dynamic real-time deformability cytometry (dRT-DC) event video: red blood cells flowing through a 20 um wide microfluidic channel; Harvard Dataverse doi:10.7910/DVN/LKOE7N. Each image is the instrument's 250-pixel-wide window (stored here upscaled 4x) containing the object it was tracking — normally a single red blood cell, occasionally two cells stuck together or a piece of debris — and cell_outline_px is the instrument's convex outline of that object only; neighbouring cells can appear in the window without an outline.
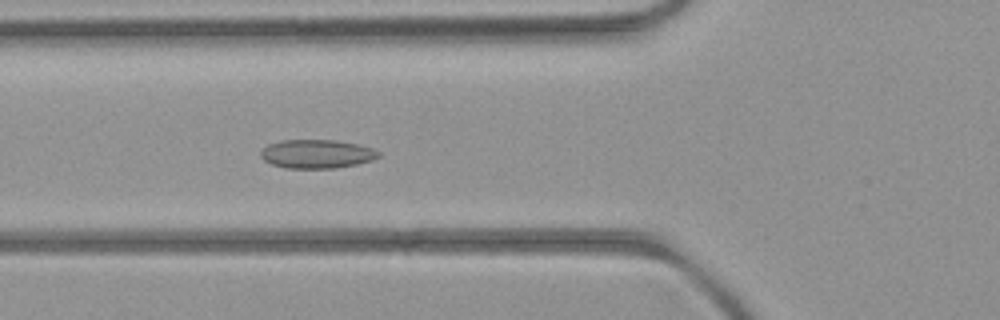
{"species": "common noctule bat (a hibernating species)", "species_latin": "Nyctalus noctula", "temperature_condition": "room temperature", "stored_images_in_passage": 52, "camera_frame_rate_fps": 3000, "um_per_image_px": 0.085, "animal": {"sex": "female", "body_mass_g": 21.9}, "frame": {"image": 1, "passage_image": 19, "time_ms": 6.0, "image_size_px": [1000, 320], "cell_outline_px": [[380, 156], [372, 160], [356, 164], [336, 168], [284, 168], [272, 164], [264, 160], [260, 156], [260, 152], [268, 144], [280, 140], [336, 140], [356, 144], [372, 148], [380, 152]], "centroid_in_image_um": [26.91, 13.08], "position_along_channel_um": 98.9, "area_um2": 19.71}}
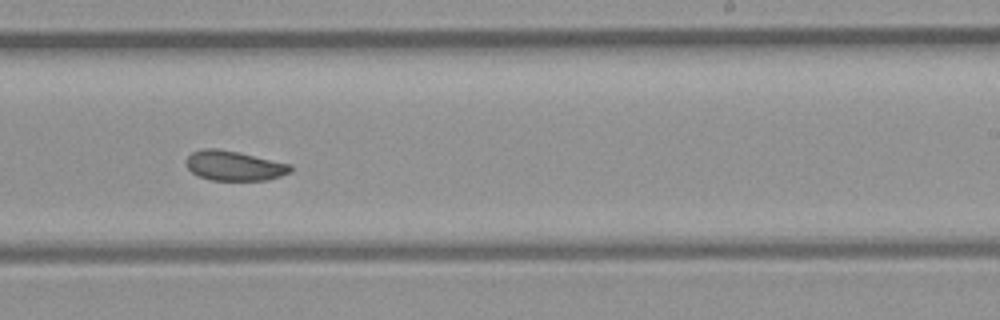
{"frame": {"image": 2, "passage_image": 32, "time_ms": 10.333, "image_size_px": [1000, 320], "cell_outline_px": [[292, 172], [268, 180], [212, 180], [200, 176], [192, 172], [184, 164], [184, 160], [192, 152], [204, 148], [216, 148], [240, 152], [292, 164]], "centroid_in_image_um": [19.91, 14.07], "position_along_channel_um": 269.1, "area_um2": 18.32}}
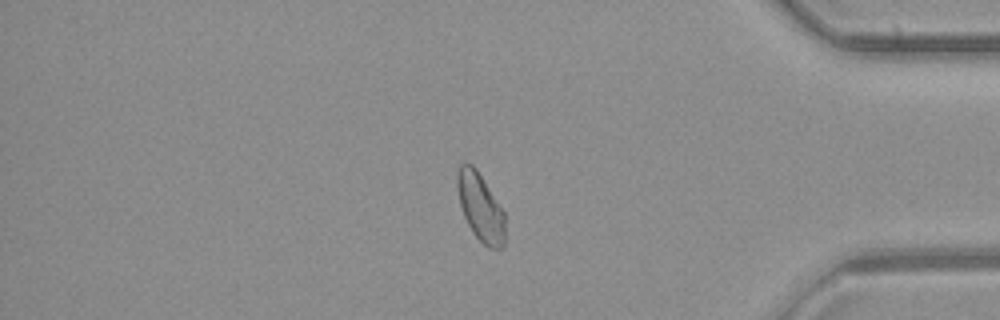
{"frame": {"image": 3, "passage_image": 44, "time_ms": 14.333, "image_size_px": [1000, 320], "cell_outline_px": [[504, 244], [500, 248], [488, 248], [472, 232], [464, 216], [460, 204], [456, 184], [456, 176], [460, 164], [472, 164], [476, 168], [504, 212]], "centroid_in_image_um": [40.82, 17.6], "position_along_channel_um": 394.4, "area_um2": 18.61}, "authors_computed_cell_mechanics": {"area_um2": 19.6809, "velocity_mm_per_s": 3.9265, "shape_relaxation_time_tau1_ms": null, "shape_relaxation_time_tau2_ms": 2.91, "deformation_change_tau1": null, "deformation_change_tau2": 0.0706}}